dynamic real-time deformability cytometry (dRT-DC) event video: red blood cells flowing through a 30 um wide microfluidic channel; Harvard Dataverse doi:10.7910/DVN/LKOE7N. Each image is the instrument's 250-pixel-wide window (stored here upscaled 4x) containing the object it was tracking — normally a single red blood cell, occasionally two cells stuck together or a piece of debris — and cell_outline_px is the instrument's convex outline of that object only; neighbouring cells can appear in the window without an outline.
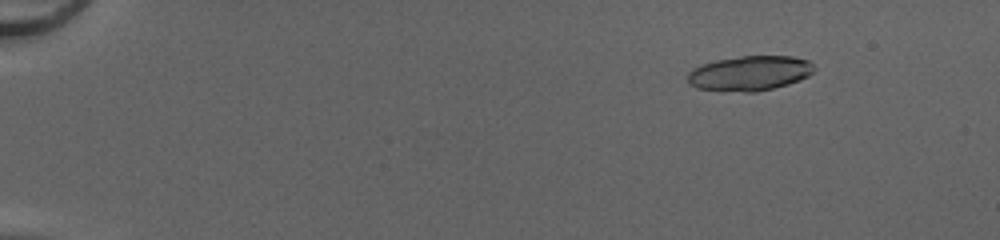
{"species": "common noctule bat (a hibernating species)", "species_latin": "Nyctalus noctula", "temperature_condition": "cold", "stored_images_in_passage": 52, "segment_of_instrument_passage": [1, 2], "camera_frame_rate_fps": 3000, "um_per_image_px": 0.085, "animal": {"sex": "female", "body_mass_g": 20.0, "forearm_length_mm": 54.0}, "frame": {"image": 1, "passage_image": 8, "time_ms": 2.333, "image_size_px": [1000, 240], "cell_outline_px": [[816, 68], [808, 76], [800, 80], [788, 84], [756, 92], [744, 92], [696, 88], [688, 84], [688, 72], [692, 68], [700, 64], [716, 60], [740, 56], [792, 56], [808, 60]], "centroid_in_image_um": [63.71, 6.22], "position_along_channel_um": 21.3, "area_um2": 25.78}}
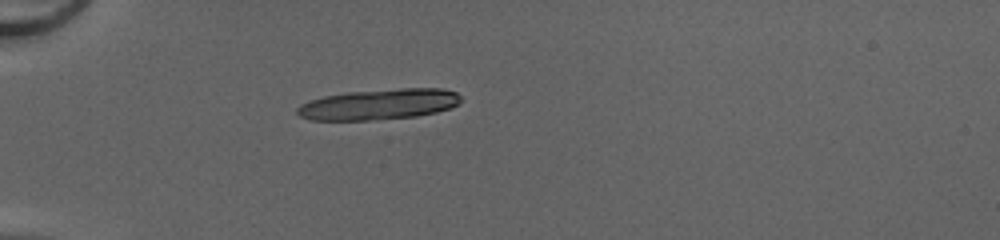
{"frame": {"image": 2, "passage_image": 18, "time_ms": 5.667, "image_size_px": [1000, 240], "cell_outline_px": [[460, 104], [452, 108], [436, 112], [416, 116], [368, 120], [308, 120], [300, 116], [296, 112], [296, 108], [300, 104], [308, 100], [324, 96], [348, 92], [400, 88], [444, 88], [456, 92], [460, 96]], "centroid_in_image_um": [32.21, 8.86], "position_along_channel_um": 52.8, "area_um2": 29.48}}